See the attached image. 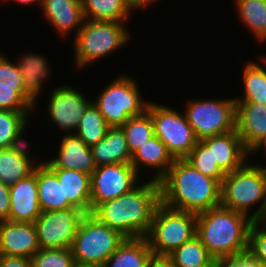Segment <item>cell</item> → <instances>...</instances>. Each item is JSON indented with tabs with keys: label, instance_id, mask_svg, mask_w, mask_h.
<instances>
[{
	"label": "cell",
	"instance_id": "836d02e7",
	"mask_svg": "<svg viewBox=\"0 0 266 267\" xmlns=\"http://www.w3.org/2000/svg\"><path fill=\"white\" fill-rule=\"evenodd\" d=\"M184 159L203 175L217 180L220 184L222 183L226 173L218 166L212 155V150L202 140L197 141Z\"/></svg>",
	"mask_w": 266,
	"mask_h": 267
},
{
	"label": "cell",
	"instance_id": "d590c367",
	"mask_svg": "<svg viewBox=\"0 0 266 267\" xmlns=\"http://www.w3.org/2000/svg\"><path fill=\"white\" fill-rule=\"evenodd\" d=\"M32 267H75L71 248L39 249L31 258Z\"/></svg>",
	"mask_w": 266,
	"mask_h": 267
},
{
	"label": "cell",
	"instance_id": "6da1fadb",
	"mask_svg": "<svg viewBox=\"0 0 266 267\" xmlns=\"http://www.w3.org/2000/svg\"><path fill=\"white\" fill-rule=\"evenodd\" d=\"M160 203L159 181L150 178L126 194L99 204L91 214L125 238H139L148 234Z\"/></svg>",
	"mask_w": 266,
	"mask_h": 267
},
{
	"label": "cell",
	"instance_id": "7a4b0ae2",
	"mask_svg": "<svg viewBox=\"0 0 266 267\" xmlns=\"http://www.w3.org/2000/svg\"><path fill=\"white\" fill-rule=\"evenodd\" d=\"M159 184L161 203L169 208L198 214L220 206L221 184L185 159H175Z\"/></svg>",
	"mask_w": 266,
	"mask_h": 267
},
{
	"label": "cell",
	"instance_id": "60d3db41",
	"mask_svg": "<svg viewBox=\"0 0 266 267\" xmlns=\"http://www.w3.org/2000/svg\"><path fill=\"white\" fill-rule=\"evenodd\" d=\"M0 267H32L30 258L0 255Z\"/></svg>",
	"mask_w": 266,
	"mask_h": 267
},
{
	"label": "cell",
	"instance_id": "83f0119b",
	"mask_svg": "<svg viewBox=\"0 0 266 267\" xmlns=\"http://www.w3.org/2000/svg\"><path fill=\"white\" fill-rule=\"evenodd\" d=\"M172 267H214L215 259L196 235L166 257Z\"/></svg>",
	"mask_w": 266,
	"mask_h": 267
},
{
	"label": "cell",
	"instance_id": "d4e9b609",
	"mask_svg": "<svg viewBox=\"0 0 266 267\" xmlns=\"http://www.w3.org/2000/svg\"><path fill=\"white\" fill-rule=\"evenodd\" d=\"M153 257L145 237L125 238L101 267H147Z\"/></svg>",
	"mask_w": 266,
	"mask_h": 267
},
{
	"label": "cell",
	"instance_id": "8fae6325",
	"mask_svg": "<svg viewBox=\"0 0 266 267\" xmlns=\"http://www.w3.org/2000/svg\"><path fill=\"white\" fill-rule=\"evenodd\" d=\"M85 215L79 208L42 211L34 222L40 249L71 248Z\"/></svg>",
	"mask_w": 266,
	"mask_h": 267
},
{
	"label": "cell",
	"instance_id": "d6a6232c",
	"mask_svg": "<svg viewBox=\"0 0 266 267\" xmlns=\"http://www.w3.org/2000/svg\"><path fill=\"white\" fill-rule=\"evenodd\" d=\"M121 128L124 131L131 155L139 146L154 136L153 121L147 110L141 115L130 117Z\"/></svg>",
	"mask_w": 266,
	"mask_h": 267
},
{
	"label": "cell",
	"instance_id": "e0dca14e",
	"mask_svg": "<svg viewBox=\"0 0 266 267\" xmlns=\"http://www.w3.org/2000/svg\"><path fill=\"white\" fill-rule=\"evenodd\" d=\"M24 99V84L19 67L0 55V110L33 111Z\"/></svg>",
	"mask_w": 266,
	"mask_h": 267
},
{
	"label": "cell",
	"instance_id": "484cf974",
	"mask_svg": "<svg viewBox=\"0 0 266 267\" xmlns=\"http://www.w3.org/2000/svg\"><path fill=\"white\" fill-rule=\"evenodd\" d=\"M36 179L41 211H57L74 207L68 200H64L63 185L46 164L36 166Z\"/></svg>",
	"mask_w": 266,
	"mask_h": 267
},
{
	"label": "cell",
	"instance_id": "b9f144b4",
	"mask_svg": "<svg viewBox=\"0 0 266 267\" xmlns=\"http://www.w3.org/2000/svg\"><path fill=\"white\" fill-rule=\"evenodd\" d=\"M147 267H172V265L165 257H153Z\"/></svg>",
	"mask_w": 266,
	"mask_h": 267
},
{
	"label": "cell",
	"instance_id": "f1b7e54d",
	"mask_svg": "<svg viewBox=\"0 0 266 267\" xmlns=\"http://www.w3.org/2000/svg\"><path fill=\"white\" fill-rule=\"evenodd\" d=\"M45 163L34 164L33 161L18 155L10 148H2L0 149V181L10 187L31 174L35 166Z\"/></svg>",
	"mask_w": 266,
	"mask_h": 267
},
{
	"label": "cell",
	"instance_id": "ab89813d",
	"mask_svg": "<svg viewBox=\"0 0 266 267\" xmlns=\"http://www.w3.org/2000/svg\"><path fill=\"white\" fill-rule=\"evenodd\" d=\"M25 127H26V124L16 133V135L11 141L9 148L12 151H15L18 155H21L22 157L31 161V158L28 152L26 151L28 149L29 143L25 142V140L22 138V135H21L24 133L23 131L25 130Z\"/></svg>",
	"mask_w": 266,
	"mask_h": 267
},
{
	"label": "cell",
	"instance_id": "c3c4849f",
	"mask_svg": "<svg viewBox=\"0 0 266 267\" xmlns=\"http://www.w3.org/2000/svg\"><path fill=\"white\" fill-rule=\"evenodd\" d=\"M260 267H266V264H261V266Z\"/></svg>",
	"mask_w": 266,
	"mask_h": 267
},
{
	"label": "cell",
	"instance_id": "5bb4252c",
	"mask_svg": "<svg viewBox=\"0 0 266 267\" xmlns=\"http://www.w3.org/2000/svg\"><path fill=\"white\" fill-rule=\"evenodd\" d=\"M39 249L34 223L0 221V255L31 259Z\"/></svg>",
	"mask_w": 266,
	"mask_h": 267
},
{
	"label": "cell",
	"instance_id": "7bdbcfd3",
	"mask_svg": "<svg viewBox=\"0 0 266 267\" xmlns=\"http://www.w3.org/2000/svg\"><path fill=\"white\" fill-rule=\"evenodd\" d=\"M260 148H264L262 151L266 154V134L252 147V149L249 150V156L252 152L255 153L256 151H259Z\"/></svg>",
	"mask_w": 266,
	"mask_h": 267
},
{
	"label": "cell",
	"instance_id": "d6986e66",
	"mask_svg": "<svg viewBox=\"0 0 266 267\" xmlns=\"http://www.w3.org/2000/svg\"><path fill=\"white\" fill-rule=\"evenodd\" d=\"M236 131L249 151L266 134V105L236 102Z\"/></svg>",
	"mask_w": 266,
	"mask_h": 267
},
{
	"label": "cell",
	"instance_id": "8992f818",
	"mask_svg": "<svg viewBox=\"0 0 266 267\" xmlns=\"http://www.w3.org/2000/svg\"><path fill=\"white\" fill-rule=\"evenodd\" d=\"M124 239L118 231L100 222L91 213L85 214L71 246L75 264L101 267Z\"/></svg>",
	"mask_w": 266,
	"mask_h": 267
},
{
	"label": "cell",
	"instance_id": "4316f807",
	"mask_svg": "<svg viewBox=\"0 0 266 267\" xmlns=\"http://www.w3.org/2000/svg\"><path fill=\"white\" fill-rule=\"evenodd\" d=\"M81 3L86 20L125 22L130 11L137 10L133 0H81Z\"/></svg>",
	"mask_w": 266,
	"mask_h": 267
},
{
	"label": "cell",
	"instance_id": "9c48e42d",
	"mask_svg": "<svg viewBox=\"0 0 266 267\" xmlns=\"http://www.w3.org/2000/svg\"><path fill=\"white\" fill-rule=\"evenodd\" d=\"M185 117L198 140L231 132L236 129L235 98L224 100H191Z\"/></svg>",
	"mask_w": 266,
	"mask_h": 267
},
{
	"label": "cell",
	"instance_id": "1f68e13d",
	"mask_svg": "<svg viewBox=\"0 0 266 267\" xmlns=\"http://www.w3.org/2000/svg\"><path fill=\"white\" fill-rule=\"evenodd\" d=\"M108 128L104 117L92 101L85 110L74 134L81 138L88 147H92L105 137Z\"/></svg>",
	"mask_w": 266,
	"mask_h": 267
},
{
	"label": "cell",
	"instance_id": "74e56055",
	"mask_svg": "<svg viewBox=\"0 0 266 267\" xmlns=\"http://www.w3.org/2000/svg\"><path fill=\"white\" fill-rule=\"evenodd\" d=\"M261 262L249 250V248L238 252L237 254L215 260L214 267H260Z\"/></svg>",
	"mask_w": 266,
	"mask_h": 267
},
{
	"label": "cell",
	"instance_id": "52a82bcc",
	"mask_svg": "<svg viewBox=\"0 0 266 267\" xmlns=\"http://www.w3.org/2000/svg\"><path fill=\"white\" fill-rule=\"evenodd\" d=\"M124 22L86 20L75 36V64L80 68L122 48L129 41Z\"/></svg>",
	"mask_w": 266,
	"mask_h": 267
},
{
	"label": "cell",
	"instance_id": "603a6c76",
	"mask_svg": "<svg viewBox=\"0 0 266 267\" xmlns=\"http://www.w3.org/2000/svg\"><path fill=\"white\" fill-rule=\"evenodd\" d=\"M96 166L131 164L126 137L121 127H109L105 137L91 147Z\"/></svg>",
	"mask_w": 266,
	"mask_h": 267
},
{
	"label": "cell",
	"instance_id": "7dc6e473",
	"mask_svg": "<svg viewBox=\"0 0 266 267\" xmlns=\"http://www.w3.org/2000/svg\"><path fill=\"white\" fill-rule=\"evenodd\" d=\"M262 58H261V60L263 61V62H265V64H266V57H264V56H261Z\"/></svg>",
	"mask_w": 266,
	"mask_h": 267
},
{
	"label": "cell",
	"instance_id": "3957f363",
	"mask_svg": "<svg viewBox=\"0 0 266 267\" xmlns=\"http://www.w3.org/2000/svg\"><path fill=\"white\" fill-rule=\"evenodd\" d=\"M252 221L220 205L197 214L196 235L215 260L228 258L248 248Z\"/></svg>",
	"mask_w": 266,
	"mask_h": 267
},
{
	"label": "cell",
	"instance_id": "ac0fdd59",
	"mask_svg": "<svg viewBox=\"0 0 266 267\" xmlns=\"http://www.w3.org/2000/svg\"><path fill=\"white\" fill-rule=\"evenodd\" d=\"M202 141L212 150L218 166L226 174L242 167L249 156V151L243 145L236 129L225 134L204 138Z\"/></svg>",
	"mask_w": 266,
	"mask_h": 267
},
{
	"label": "cell",
	"instance_id": "4fadbf2b",
	"mask_svg": "<svg viewBox=\"0 0 266 267\" xmlns=\"http://www.w3.org/2000/svg\"><path fill=\"white\" fill-rule=\"evenodd\" d=\"M49 98L48 114L52 122L67 134L76 131L85 110L92 103L80 92L68 86L54 88ZM72 131V132H70Z\"/></svg>",
	"mask_w": 266,
	"mask_h": 267
},
{
	"label": "cell",
	"instance_id": "ffe728a7",
	"mask_svg": "<svg viewBox=\"0 0 266 267\" xmlns=\"http://www.w3.org/2000/svg\"><path fill=\"white\" fill-rule=\"evenodd\" d=\"M41 8L62 36L74 28L77 34L85 21L81 0H43Z\"/></svg>",
	"mask_w": 266,
	"mask_h": 267
},
{
	"label": "cell",
	"instance_id": "e575fe53",
	"mask_svg": "<svg viewBox=\"0 0 266 267\" xmlns=\"http://www.w3.org/2000/svg\"><path fill=\"white\" fill-rule=\"evenodd\" d=\"M30 111L0 110V149L9 148L16 133L27 124Z\"/></svg>",
	"mask_w": 266,
	"mask_h": 267
},
{
	"label": "cell",
	"instance_id": "30bf717a",
	"mask_svg": "<svg viewBox=\"0 0 266 267\" xmlns=\"http://www.w3.org/2000/svg\"><path fill=\"white\" fill-rule=\"evenodd\" d=\"M147 111L151 114L154 135L175 159H184L198 141L185 114L153 102H149Z\"/></svg>",
	"mask_w": 266,
	"mask_h": 267
},
{
	"label": "cell",
	"instance_id": "7402d4cb",
	"mask_svg": "<svg viewBox=\"0 0 266 267\" xmlns=\"http://www.w3.org/2000/svg\"><path fill=\"white\" fill-rule=\"evenodd\" d=\"M175 158L168 151L166 145L155 135L139 146L131 155V165L139 173V166L158 169L153 177L159 181L170 169Z\"/></svg>",
	"mask_w": 266,
	"mask_h": 267
},
{
	"label": "cell",
	"instance_id": "f35d334b",
	"mask_svg": "<svg viewBox=\"0 0 266 267\" xmlns=\"http://www.w3.org/2000/svg\"><path fill=\"white\" fill-rule=\"evenodd\" d=\"M10 205L9 186L0 181V221L9 220Z\"/></svg>",
	"mask_w": 266,
	"mask_h": 267
},
{
	"label": "cell",
	"instance_id": "ee69618b",
	"mask_svg": "<svg viewBox=\"0 0 266 267\" xmlns=\"http://www.w3.org/2000/svg\"><path fill=\"white\" fill-rule=\"evenodd\" d=\"M135 4V8L138 10L140 8L150 5L153 2H157L158 0H133Z\"/></svg>",
	"mask_w": 266,
	"mask_h": 267
},
{
	"label": "cell",
	"instance_id": "7c38bea8",
	"mask_svg": "<svg viewBox=\"0 0 266 267\" xmlns=\"http://www.w3.org/2000/svg\"><path fill=\"white\" fill-rule=\"evenodd\" d=\"M139 174L131 164L98 166L91 174V213L101 203L126 194L137 184Z\"/></svg>",
	"mask_w": 266,
	"mask_h": 267
},
{
	"label": "cell",
	"instance_id": "ba28073f",
	"mask_svg": "<svg viewBox=\"0 0 266 267\" xmlns=\"http://www.w3.org/2000/svg\"><path fill=\"white\" fill-rule=\"evenodd\" d=\"M135 79L125 75L108 84L93 104L109 127H121L130 117L143 114L149 102H142Z\"/></svg>",
	"mask_w": 266,
	"mask_h": 267
},
{
	"label": "cell",
	"instance_id": "44dd1931",
	"mask_svg": "<svg viewBox=\"0 0 266 267\" xmlns=\"http://www.w3.org/2000/svg\"><path fill=\"white\" fill-rule=\"evenodd\" d=\"M57 176L64 190V200L85 214L91 213L90 175L72 169L50 168Z\"/></svg>",
	"mask_w": 266,
	"mask_h": 267
},
{
	"label": "cell",
	"instance_id": "2e32d148",
	"mask_svg": "<svg viewBox=\"0 0 266 267\" xmlns=\"http://www.w3.org/2000/svg\"><path fill=\"white\" fill-rule=\"evenodd\" d=\"M60 142L59 156L45 164L49 168L78 170L91 176L97 168L91 147L74 133H66Z\"/></svg>",
	"mask_w": 266,
	"mask_h": 267
},
{
	"label": "cell",
	"instance_id": "f6af8a7d",
	"mask_svg": "<svg viewBox=\"0 0 266 267\" xmlns=\"http://www.w3.org/2000/svg\"><path fill=\"white\" fill-rule=\"evenodd\" d=\"M259 224H261V226H263L264 228H266V206L263 209L262 214L260 215V217L256 220Z\"/></svg>",
	"mask_w": 266,
	"mask_h": 267
},
{
	"label": "cell",
	"instance_id": "4dcf8cb0",
	"mask_svg": "<svg viewBox=\"0 0 266 267\" xmlns=\"http://www.w3.org/2000/svg\"><path fill=\"white\" fill-rule=\"evenodd\" d=\"M242 23L254 36L266 40V0H235Z\"/></svg>",
	"mask_w": 266,
	"mask_h": 267
},
{
	"label": "cell",
	"instance_id": "5b68a950",
	"mask_svg": "<svg viewBox=\"0 0 266 267\" xmlns=\"http://www.w3.org/2000/svg\"><path fill=\"white\" fill-rule=\"evenodd\" d=\"M197 232V214L169 208L160 203L153 214L148 241L154 257H167Z\"/></svg>",
	"mask_w": 266,
	"mask_h": 267
},
{
	"label": "cell",
	"instance_id": "f546056e",
	"mask_svg": "<svg viewBox=\"0 0 266 267\" xmlns=\"http://www.w3.org/2000/svg\"><path fill=\"white\" fill-rule=\"evenodd\" d=\"M244 67V95L241 98L235 97V101L266 105V69L252 61L245 64Z\"/></svg>",
	"mask_w": 266,
	"mask_h": 267
},
{
	"label": "cell",
	"instance_id": "9a60e30c",
	"mask_svg": "<svg viewBox=\"0 0 266 267\" xmlns=\"http://www.w3.org/2000/svg\"><path fill=\"white\" fill-rule=\"evenodd\" d=\"M10 189L9 220L34 223L41 214L36 179V166L31 174L21 179Z\"/></svg>",
	"mask_w": 266,
	"mask_h": 267
},
{
	"label": "cell",
	"instance_id": "8d00e7d4",
	"mask_svg": "<svg viewBox=\"0 0 266 267\" xmlns=\"http://www.w3.org/2000/svg\"><path fill=\"white\" fill-rule=\"evenodd\" d=\"M261 227L257 221H252L249 229L248 248L261 264H266V228Z\"/></svg>",
	"mask_w": 266,
	"mask_h": 267
},
{
	"label": "cell",
	"instance_id": "277c9868",
	"mask_svg": "<svg viewBox=\"0 0 266 267\" xmlns=\"http://www.w3.org/2000/svg\"><path fill=\"white\" fill-rule=\"evenodd\" d=\"M261 203L252 214L250 207ZM220 205L256 221L266 206V167L248 163L227 173L221 183Z\"/></svg>",
	"mask_w": 266,
	"mask_h": 267
},
{
	"label": "cell",
	"instance_id": "cb8c5ba5",
	"mask_svg": "<svg viewBox=\"0 0 266 267\" xmlns=\"http://www.w3.org/2000/svg\"><path fill=\"white\" fill-rule=\"evenodd\" d=\"M19 57L17 65L24 84V99L35 108L44 79L49 76V64L42 55L33 52Z\"/></svg>",
	"mask_w": 266,
	"mask_h": 267
},
{
	"label": "cell",
	"instance_id": "bcb514c9",
	"mask_svg": "<svg viewBox=\"0 0 266 267\" xmlns=\"http://www.w3.org/2000/svg\"><path fill=\"white\" fill-rule=\"evenodd\" d=\"M8 1V0H6ZM17 1L18 3H21V4H33L35 3L36 1L38 2V4L40 3V7L42 6V3H43V0H15Z\"/></svg>",
	"mask_w": 266,
	"mask_h": 267
}]
</instances>
